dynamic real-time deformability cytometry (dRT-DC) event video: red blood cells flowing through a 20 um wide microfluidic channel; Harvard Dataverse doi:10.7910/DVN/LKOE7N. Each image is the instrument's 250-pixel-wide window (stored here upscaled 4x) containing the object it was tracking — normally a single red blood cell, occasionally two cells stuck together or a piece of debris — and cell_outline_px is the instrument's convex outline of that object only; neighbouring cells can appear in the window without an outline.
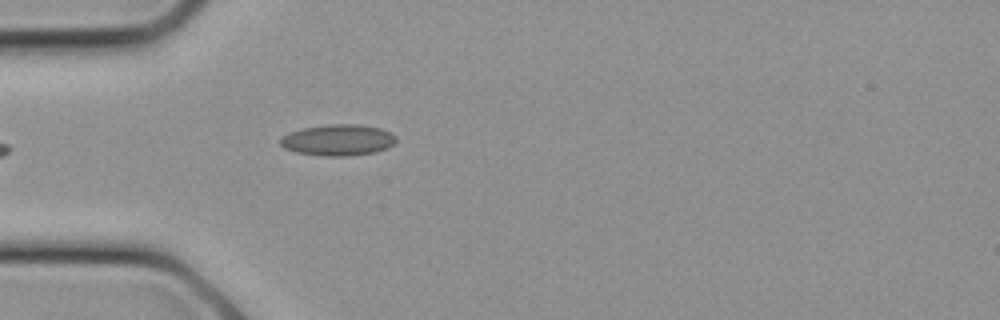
{"species": "common noctule bat (a hibernating species)", "species_latin": "Nyctalus noctula", "temperature_condition": "cold", "stored_images_in_passage": 10, "camera_frame_rate_fps": 3000, "um_per_image_px": 0.085, "animal": {"sex": "female", "body_mass_g": 21.9}, "frame": {"image": 1, "passage_image": 7, "time_ms": 2.0, "image_size_px": [1000, 320], "cell_outline_px": [[396, 140], [388, 148], [376, 152], [348, 156], [320, 156], [296, 152], [284, 148], [280, 144], [280, 140], [284, 136], [292, 132], [304, 128], [328, 124], [360, 124], [380, 128], [392, 132], [396, 136]], "centroid_in_image_um": [28.77, 11.91], "position_along_channel_um": 56.2, "area_um2": 21.1}}
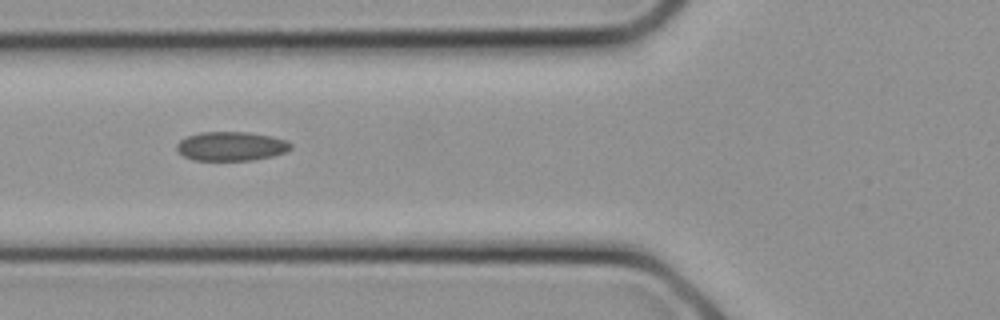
{"frame": {"image": 2, "passage_image": 9, "time_ms": 2.667, "image_size_px": [1000, 320], "cell_outline_px": [[292, 148], [284, 152], [272, 156], [252, 160], [192, 160], [184, 156], [176, 148], [176, 144], [180, 140], [188, 136], [200, 132], [248, 132], [272, 136], [288, 140], [292, 144]], "centroid_in_image_um": [19.67, 12.42], "position_along_channel_um": 106.1, "area_um2": 19.36}}